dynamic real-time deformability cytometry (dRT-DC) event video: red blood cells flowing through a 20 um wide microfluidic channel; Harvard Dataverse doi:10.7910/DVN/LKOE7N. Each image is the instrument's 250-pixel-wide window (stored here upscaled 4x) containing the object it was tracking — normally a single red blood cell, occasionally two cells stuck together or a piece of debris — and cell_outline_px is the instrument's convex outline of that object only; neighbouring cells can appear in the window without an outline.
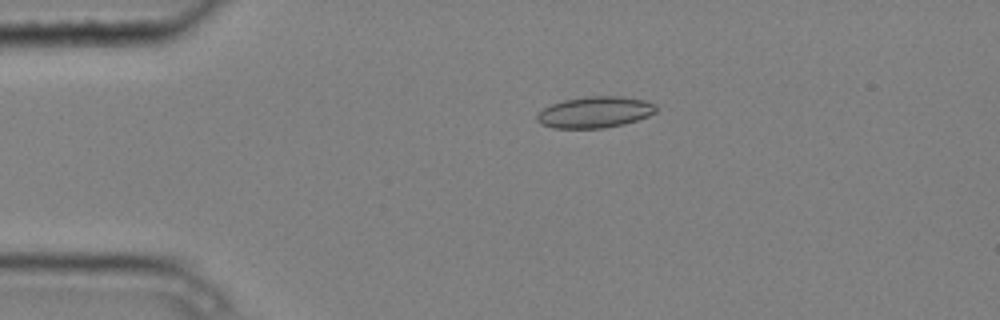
{"species": "common noctule bat (a hibernating species)", "species_latin": "Nyctalus noctula", "temperature_condition": "cold", "stored_images_in_passage": 5, "camera_frame_rate_fps": 3000, "um_per_image_px": 0.085, "animal": {"sex": "male", "body_mass_g": 20.4}, "frame": {"image": 1, "passage_image": 4, "time_ms": 1.0, "image_size_px": [1000, 320], "cell_outline_px": [[656, 112], [648, 116], [624, 124], [604, 128], [552, 128], [540, 124], [536, 120], [536, 116], [544, 108], [552, 104], [564, 100], [584, 96], [620, 96], [648, 100], [656, 104]], "centroid_in_image_um": [50.58, 9.53], "position_along_channel_um": 34.4, "area_um2": 21.85}}